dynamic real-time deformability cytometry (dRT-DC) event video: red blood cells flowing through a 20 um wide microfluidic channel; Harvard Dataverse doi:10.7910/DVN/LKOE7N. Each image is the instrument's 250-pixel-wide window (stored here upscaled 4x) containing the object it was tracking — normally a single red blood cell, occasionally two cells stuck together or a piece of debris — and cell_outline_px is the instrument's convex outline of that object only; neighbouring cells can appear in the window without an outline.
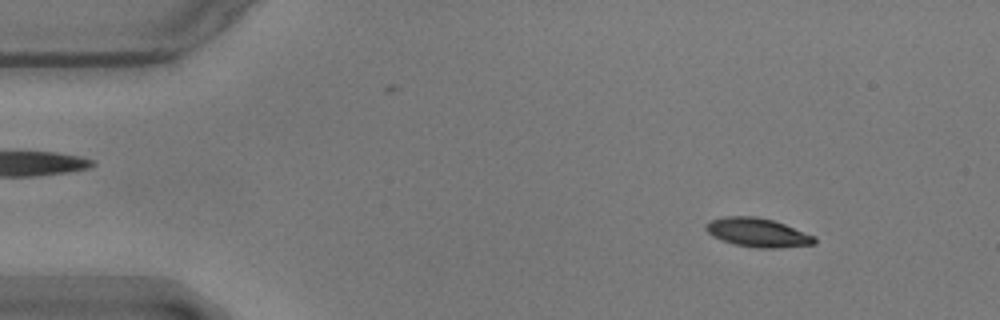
{"species": "common noctule bat (a hibernating species)", "species_latin": "Nyctalus noctula", "temperature_condition": "warm", "stored_images_in_passage": 56, "camera_frame_rate_fps": 3000, "um_per_image_px": 0.085, "animal": {"sex": "male", "body_mass_g": 17.9}, "frame": {"image": 1, "passage_image": 6, "time_ms": 1.667, "image_size_px": [1000, 320], "cell_outline_px": [[816, 244], [780, 248], [756, 248], [736, 244], [720, 240], [712, 236], [704, 228], [712, 220], [724, 216], [756, 216], [772, 220], [784, 224], [816, 236]], "centroid_in_image_um": [64.43, 19.77], "position_along_channel_um": 20.6, "area_um2": 18.26}}
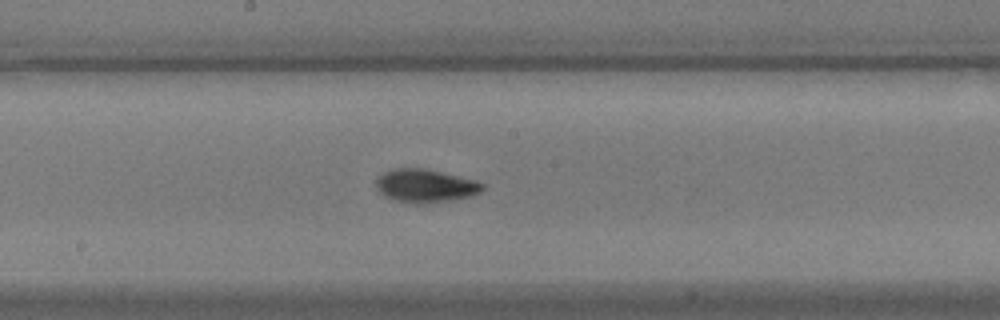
{"frame": {"image": 2, "passage_image": 29, "time_ms": 9.333, "image_size_px": [1000, 320], "cell_outline_px": [[484, 188], [480, 192], [468, 196], [448, 200], [420, 204], [416, 204], [396, 200], [384, 196], [376, 188], [376, 180], [384, 172], [392, 168], [424, 168], [476, 180], [484, 184]], "centroid_in_image_um": [36.13, 15.78], "position_along_channel_um": 212.1, "area_um2": 20.4}}
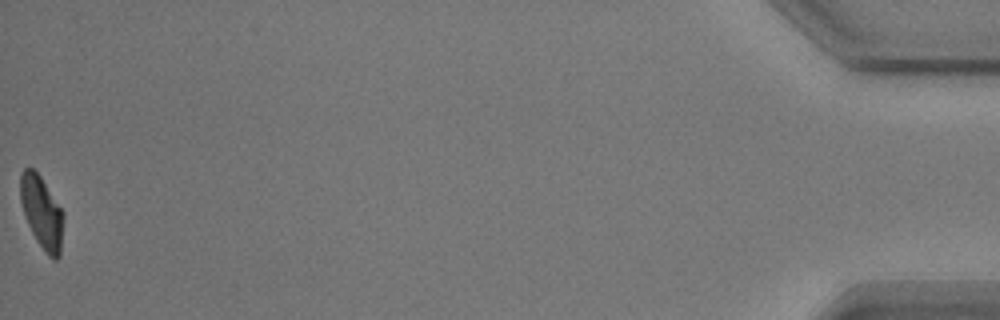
{"frame": {"image": 3, "passage_image": 56, "time_ms": 18.333, "image_size_px": [1000, 320], "cell_outline_px": [[64, 216], [60, 256], [56, 260], [52, 260], [44, 252], [36, 240], [28, 224], [20, 200], [20, 172], [24, 168], [32, 168], [40, 176], [64, 212]], "centroid_in_image_um": [3.56, 18.08], "position_along_channel_um": 431.6, "area_um2": 18.26}, "authors_computed_cell_mechanics": {"area_um2": 18.9006, "velocity_mm_per_s": 3.543, "shape_relaxation_time_tau1_ms": 2.3129, "shape_relaxation_time_tau2_ms": 1.4268, "deformation_change_tau1": 0.1476, "deformation_change_tau2": 0.0642}}